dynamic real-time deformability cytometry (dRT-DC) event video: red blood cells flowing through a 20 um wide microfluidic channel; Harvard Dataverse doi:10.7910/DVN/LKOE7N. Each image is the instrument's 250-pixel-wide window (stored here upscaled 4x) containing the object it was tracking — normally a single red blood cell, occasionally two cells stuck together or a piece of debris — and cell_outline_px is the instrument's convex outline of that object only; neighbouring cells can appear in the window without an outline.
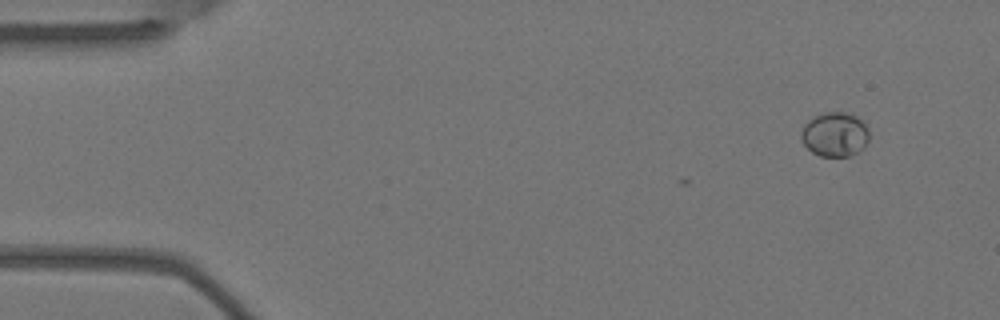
{"species": "Egyptian fruit bat (a non-hibernating species)", "species_latin": "Rousettus aegyptiacus", "temperature_condition": "warm", "stored_images_in_passage": 3, "camera_frame_rate_fps": 3000, "um_per_image_px": 0.085, "animal": {"sex": "female"}, "frame": {"image": 1, "passage_image": 1, "time_ms": 0.0, "image_size_px": [1000, 320], "cell_outline_px": [[868, 140], [864, 148], [848, 156], [820, 156], [812, 152], [804, 144], [800, 136], [800, 132], [804, 124], [812, 116], [824, 112], [848, 112], [856, 116], [868, 128]], "centroid_in_image_um": [70.94, 11.41], "position_along_channel_um": 14.1, "area_um2": 17.69}}